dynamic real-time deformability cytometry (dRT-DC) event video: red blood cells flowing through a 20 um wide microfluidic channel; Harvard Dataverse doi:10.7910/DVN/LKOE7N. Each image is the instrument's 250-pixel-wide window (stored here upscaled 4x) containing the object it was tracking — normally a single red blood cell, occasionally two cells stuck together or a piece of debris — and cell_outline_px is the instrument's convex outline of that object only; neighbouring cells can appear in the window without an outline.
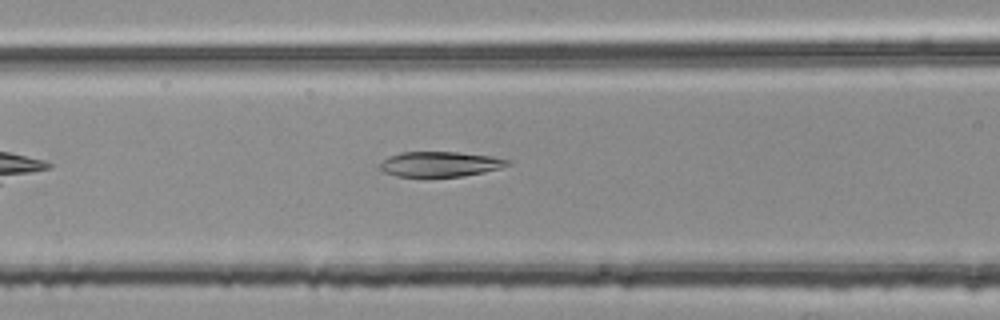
{"species": "common noctule bat (a hibernating species)", "species_latin": "Nyctalus noctula", "temperature_condition": "room temperature", "stored_images_in_passage": 29, "camera_frame_rate_fps": 3000, "um_per_image_px": 0.085, "animal": {"sex": "female", "body_mass_g": 25.1}, "frame": {"image": 1, "passage_image": 8, "time_ms": 2.333, "image_size_px": [1000, 320], "cell_outline_px": [[512, 164], [500, 168], [484, 172], [464, 176], [396, 176], [384, 172], [380, 168], [380, 164], [388, 156], [400, 152], [456, 152], [488, 156], [508, 160]], "centroid_in_image_um": [37.39, 13.95], "position_along_channel_um": 129.2, "area_um2": 18.44}}
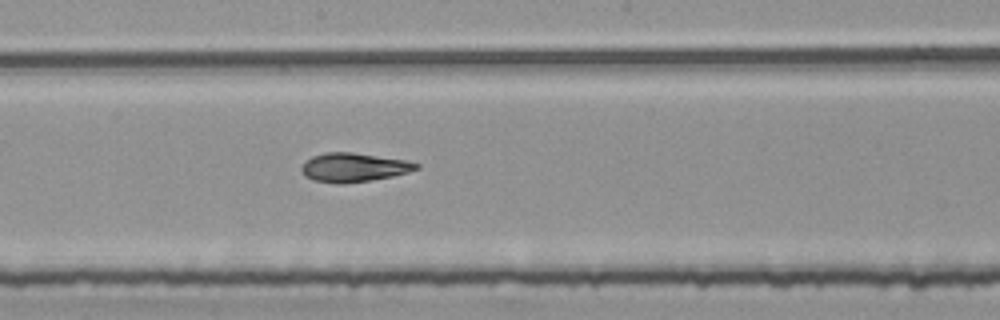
{"frame": {"image": 2, "passage_image": 15, "time_ms": 4.667, "image_size_px": [1000, 320], "cell_outline_px": [[420, 168], [408, 172], [392, 176], [344, 184], [312, 180], [304, 176], [300, 172], [300, 168], [312, 156], [324, 152], [352, 152], [404, 160], [420, 164]], "centroid_in_image_um": [30.03, 14.23], "position_along_channel_um": 218.2, "area_um2": 19.19}}
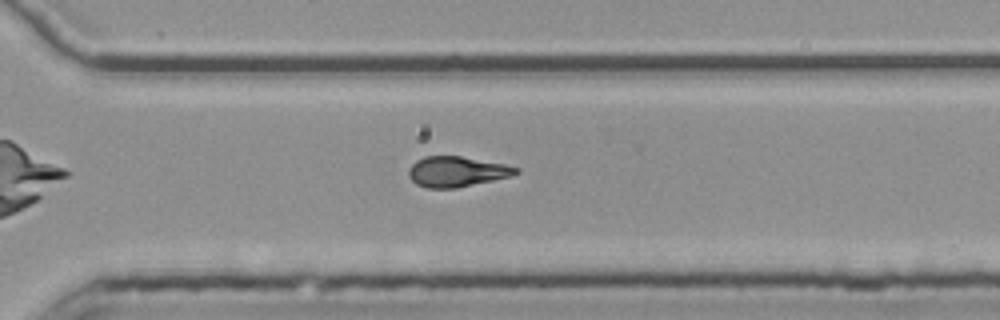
{"frame": {"image": 3, "passage_image": 24, "time_ms": 7.667, "image_size_px": [1000, 320], "cell_outline_px": [[520, 172], [512, 176], [456, 188], [428, 188], [416, 184], [408, 176], [408, 168], [416, 160], [424, 156], [460, 156], [504, 164], [520, 168]], "centroid_in_image_um": [38.81, 14.59], "position_along_channel_um": 331.8, "area_um2": 19.02}, "authors_computed_cell_mechanics": {"area_um2": 19.1896, "velocity_mm_per_s": 3.8024, "shape_relaxation_time_tau1_ms": 4.7734, "shape_relaxation_time_tau2_ms": 5.5653, "deformation_change_tau1": 0.1686, "deformation_change_tau2": 0.1312}}